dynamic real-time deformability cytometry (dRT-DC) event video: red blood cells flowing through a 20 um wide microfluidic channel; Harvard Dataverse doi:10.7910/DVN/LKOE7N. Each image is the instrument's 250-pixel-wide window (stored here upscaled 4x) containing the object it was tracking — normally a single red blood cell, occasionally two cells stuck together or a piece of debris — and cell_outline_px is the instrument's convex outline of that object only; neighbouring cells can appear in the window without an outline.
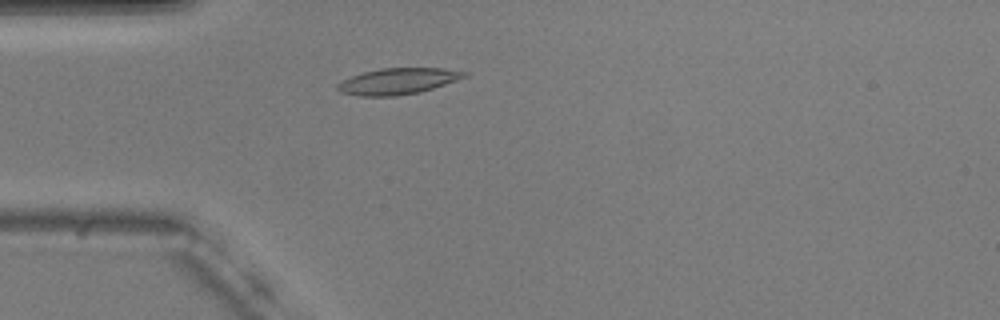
{"species": "common noctule bat (a hibernating species)", "species_latin": "Nyctalus noctula", "temperature_condition": "warm", "stored_images_in_passage": 43, "camera_frame_rate_fps": 3000, "um_per_image_px": 0.085, "animal": {"sex": "male", "body_mass_g": 20.5, "forearm_length_mm": 52.5}, "frame": {"image": 1, "passage_image": 4, "time_ms": 1.0, "image_size_px": [1000, 320], "cell_outline_px": [[468, 76], [420, 92], [396, 96], [360, 96], [340, 92], [336, 88], [336, 84], [352, 76], [364, 72], [380, 68], [444, 68], [468, 72]], "centroid_in_image_um": [33.81, 6.9], "position_along_channel_um": 51.2, "area_um2": 19.25}}
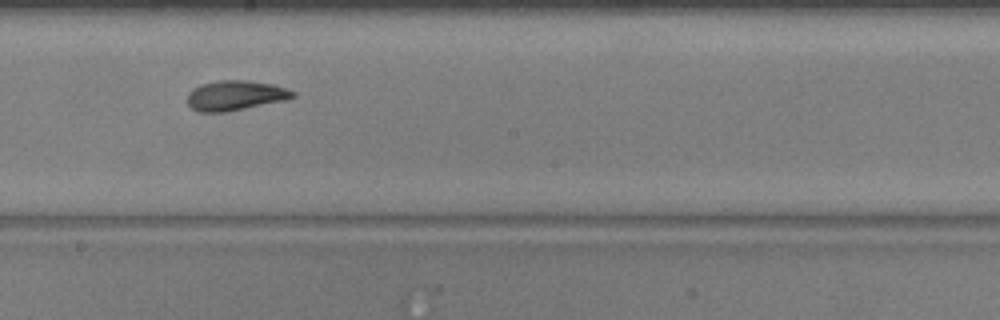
{"frame": {"image": 2, "passage_image": 19, "time_ms": 6.0, "image_size_px": [1000, 320], "cell_outline_px": [[296, 96], [288, 100], [224, 112], [200, 112], [192, 108], [188, 104], [188, 92], [192, 88], [200, 84], [216, 80], [248, 80], [272, 84], [296, 92]], "centroid_in_image_um": [20.0, 8.1], "position_along_channel_um": 228.2, "area_um2": 18.5}}
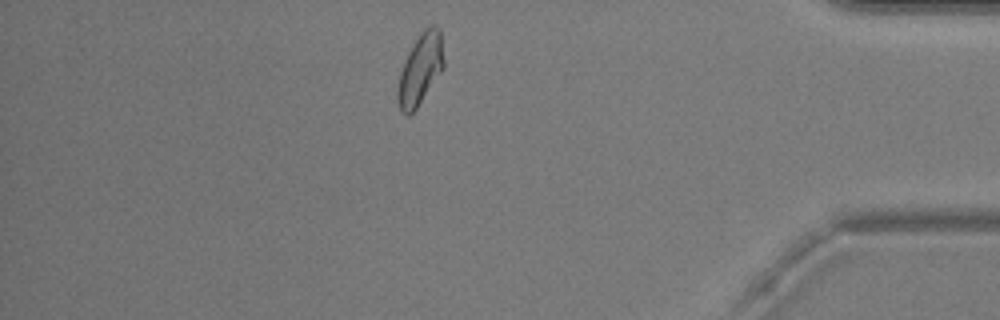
{"frame": {"image": 3, "passage_image": 36, "time_ms": 11.667, "image_size_px": [1000, 320], "cell_outline_px": [[444, 68], [416, 108], [408, 116], [404, 116], [400, 112], [396, 100], [396, 92], [400, 72], [408, 52], [420, 32], [424, 28], [432, 24], [440, 28], [444, 60]], "centroid_in_image_um": [35.71, 5.9], "position_along_channel_um": 399.5, "area_um2": 19.25}, "authors_computed_cell_mechanics": {"area_um2": 18.496, "velocity_mm_per_s": 3.7008, "shape_relaxation_time_tau1_ms": 5.4313, "shape_relaxation_time_tau2_ms": 2.5258, "deformation_change_tau1": 0.1733, "deformation_change_tau2": 0.0789}}